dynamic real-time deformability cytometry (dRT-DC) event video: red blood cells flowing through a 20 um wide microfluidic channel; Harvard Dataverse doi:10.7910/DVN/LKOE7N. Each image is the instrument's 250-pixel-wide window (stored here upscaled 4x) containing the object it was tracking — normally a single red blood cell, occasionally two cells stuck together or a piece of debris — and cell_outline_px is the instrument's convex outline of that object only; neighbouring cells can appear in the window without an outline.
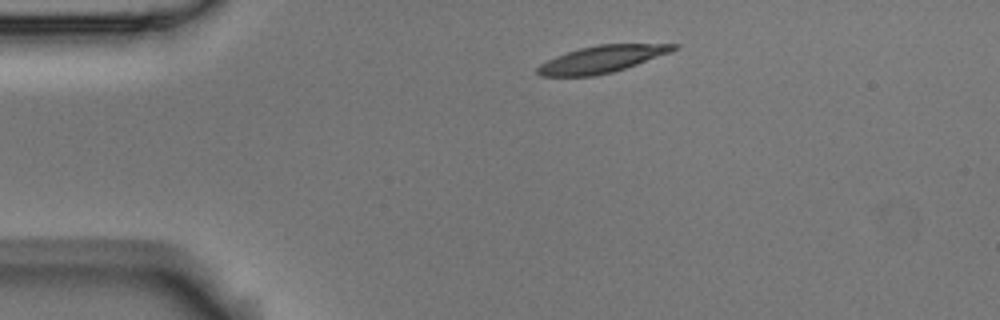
{"species": "Egyptian fruit bat (a non-hibernating species)", "species_latin": "Rousettus aegyptiacus", "temperature_condition": "room temperature", "stored_images_in_passage": 6, "camera_frame_rate_fps": 3000, "um_per_image_px": 0.085, "animal": {"sex": "male"}, "frame": {"image": 1, "passage_image": 1, "time_ms": 0.0, "image_size_px": [1000, 320], "cell_outline_px": [[680, 48], [636, 64], [612, 72], [592, 76], [540, 76], [536, 72], [536, 68], [540, 64], [556, 56], [580, 48], [596, 44], [680, 44]], "centroid_in_image_um": [51.13, 5.02], "position_along_channel_um": 33.9, "area_um2": 21.1}}
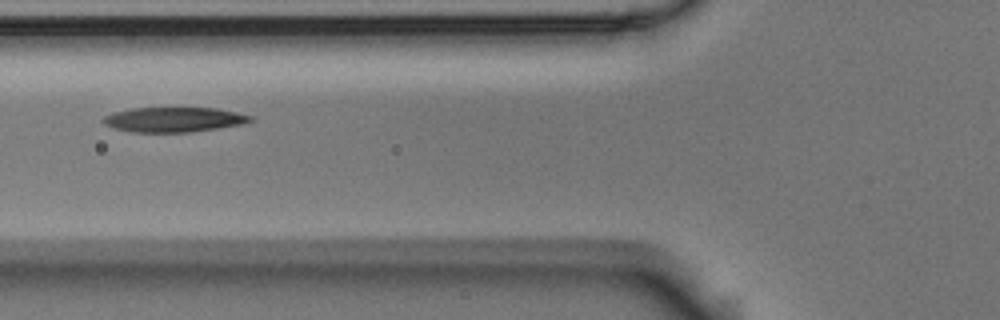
{"frame": {"image": 2, "passage_image": 4, "time_ms": 1.0, "image_size_px": [1000, 320], "cell_outline_px": [[252, 120], [240, 124], [192, 132], [132, 132], [112, 128], [104, 124], [104, 116], [116, 112], [132, 108], [216, 108], [236, 112], [252, 116]], "centroid_in_image_um": [14.75, 10.16], "position_along_channel_um": 111.0, "area_um2": 21.04}}
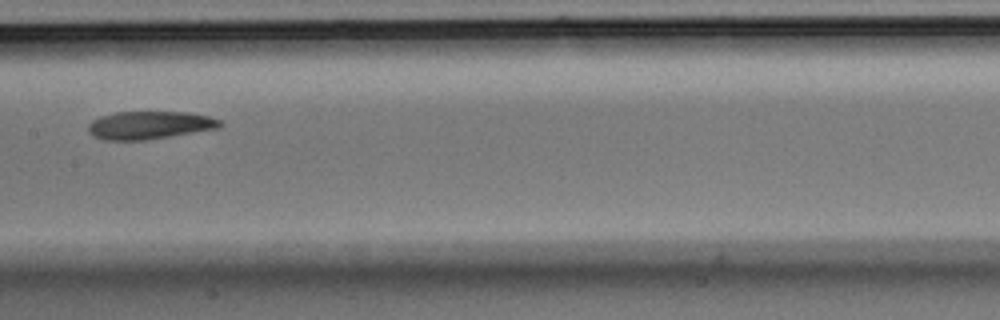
{"frame": {"image": 3, "passage_image": 6, "time_ms": 1.667, "image_size_px": [1000, 320], "cell_outline_px": [[224, 124], [220, 128], [144, 140], [104, 140], [88, 132], [88, 124], [92, 120], [100, 116], [116, 112], [188, 112], [208, 116], [220, 120]], "centroid_in_image_um": [12.72, 10.63], "position_along_channel_um": 194.7, "area_um2": 21.39}}